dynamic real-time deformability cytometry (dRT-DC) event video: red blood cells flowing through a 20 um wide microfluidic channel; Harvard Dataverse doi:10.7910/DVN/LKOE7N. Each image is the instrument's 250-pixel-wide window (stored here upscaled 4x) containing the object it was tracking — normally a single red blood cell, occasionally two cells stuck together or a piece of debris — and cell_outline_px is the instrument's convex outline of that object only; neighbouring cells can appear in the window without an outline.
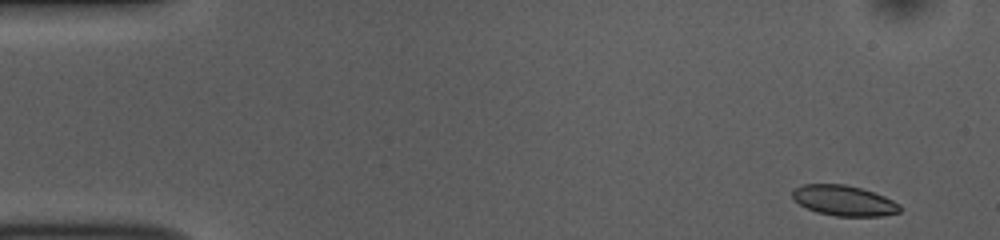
{"species": "common noctule bat (a hibernating species)", "species_latin": "Nyctalus noctula", "temperature_condition": "room temperature", "stored_images_in_passage": 51, "camera_frame_rate_fps": 3000, "um_per_image_px": 0.085, "animal": {"sex": "female", "body_mass_g": 10.0, "forearm_length_mm": 53.1}, "frame": {"image": 1, "passage_image": 2, "time_ms": 0.333, "image_size_px": [1000, 240], "cell_outline_px": [[900, 212], [880, 216], [836, 216], [816, 212], [792, 200], [792, 192], [796, 188], [804, 184], [844, 184], [860, 188], [884, 196], [900, 204]], "centroid_in_image_um": [71.72, 17.05], "position_along_channel_um": 13.3, "area_um2": 18.9}}
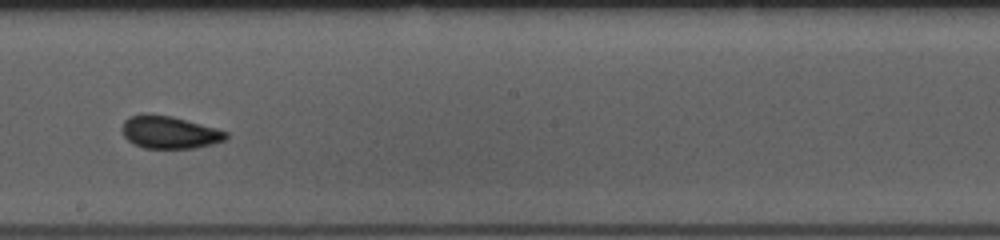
{"frame": {"image": 2, "passage_image": 28, "time_ms": 9.0, "image_size_px": [1000, 240], "cell_outline_px": [[228, 136], [224, 140], [212, 144], [192, 148], [144, 148], [132, 144], [124, 136], [120, 128], [124, 120], [128, 116], [172, 116], [216, 128], [228, 132]], "centroid_in_image_um": [14.39, 11.27], "position_along_channel_um": 233.8, "area_um2": 19.36}}
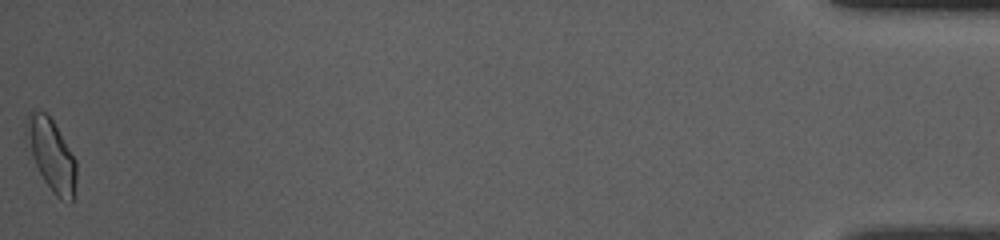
{"frame": {"image": 3, "passage_image": 51, "time_ms": 16.667, "image_size_px": [1000, 240], "cell_outline_px": [[76, 180], [72, 204], [68, 204], [60, 200], [52, 192], [44, 180], [24, 148], [24, 124], [28, 112], [44, 112], [52, 120], [76, 160]], "centroid_in_image_um": [4.3, 13.2], "position_along_channel_um": 430.9, "area_um2": 21.56}, "authors_computed_cell_mechanics": {"area_um2": 19.4786, "velocity_mm_per_s": 3.8105, "shape_relaxation_time_tau1_ms": 5.1448, "shape_relaxation_time_tau2_ms": 1.2213, "deformation_change_tau1": 0.1097, "deformation_change_tau2": 0.0385}}